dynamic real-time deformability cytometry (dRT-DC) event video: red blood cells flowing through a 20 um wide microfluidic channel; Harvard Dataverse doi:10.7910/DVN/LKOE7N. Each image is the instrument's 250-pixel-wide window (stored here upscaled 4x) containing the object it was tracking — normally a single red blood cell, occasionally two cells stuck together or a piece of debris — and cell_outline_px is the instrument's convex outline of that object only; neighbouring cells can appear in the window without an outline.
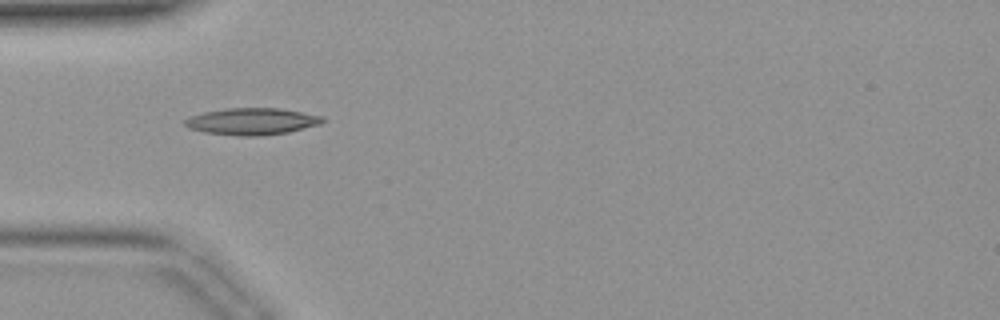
{"species": "common noctule bat (a hibernating species)", "species_latin": "Nyctalus noctula", "temperature_condition": "warm", "stored_images_in_passage": 42, "camera_frame_rate_fps": 3000, "um_per_image_px": 0.085, "animal": {"sex": "female", "body_mass_g": 19.9}, "frame": {"image": 1, "passage_image": 13, "time_ms": 4.0, "image_size_px": [1000, 320], "cell_outline_px": [[324, 120], [320, 124], [288, 132], [260, 136], [236, 136], [204, 132], [188, 128], [184, 124], [184, 120], [192, 116], [204, 112], [224, 108], [280, 108], [324, 116]], "centroid_in_image_um": [21.41, 10.32], "position_along_channel_um": 63.6, "area_um2": 21.56}}
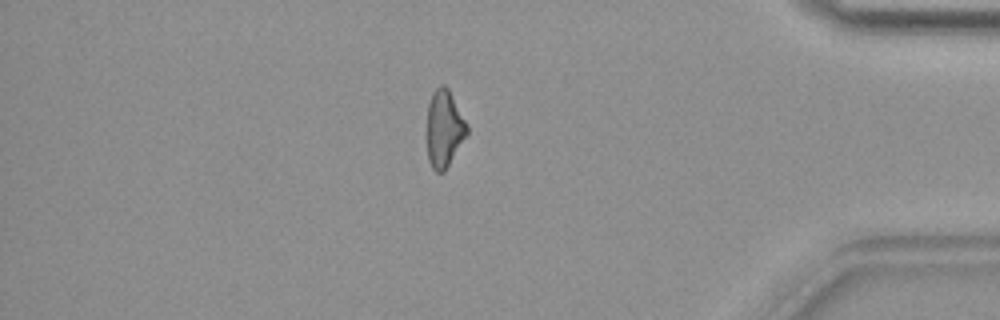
{"frame": {"image": 2, "passage_image": 36, "time_ms": 11.667, "image_size_px": [1000, 320], "cell_outline_px": [[468, 132], [444, 172], [436, 172], [432, 168], [428, 160], [428, 104], [432, 92], [440, 84], [444, 84], [448, 88], [468, 128]], "centroid_in_image_um": [37.74, 10.93], "position_along_channel_um": 397.5, "area_um2": 17.51}}